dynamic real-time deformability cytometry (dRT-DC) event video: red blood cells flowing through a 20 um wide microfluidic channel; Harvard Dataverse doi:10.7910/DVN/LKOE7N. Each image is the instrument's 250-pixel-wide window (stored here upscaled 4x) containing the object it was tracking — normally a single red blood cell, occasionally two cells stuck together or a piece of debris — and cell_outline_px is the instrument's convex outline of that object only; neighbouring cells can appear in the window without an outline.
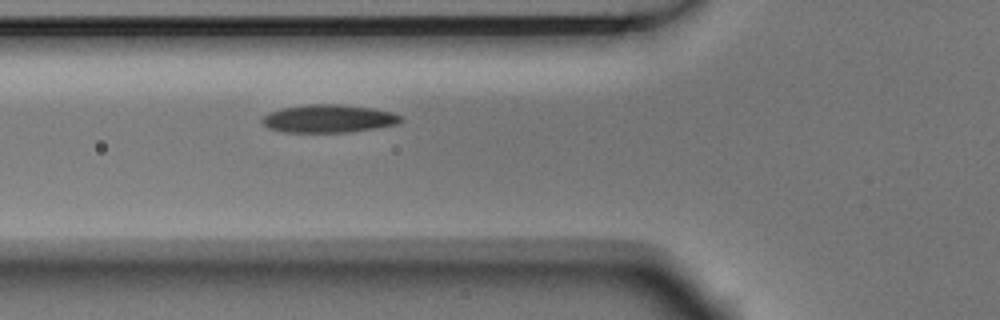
{"species": "Egyptian fruit bat (a non-hibernating species)", "species_latin": "Rousettus aegyptiacus", "temperature_condition": "room temperature", "stored_images_in_passage": 4, "camera_frame_rate_fps": 3000, "um_per_image_px": 0.085, "animal": {"sex": "male"}, "frame": {"image": 1, "passage_image": 4, "time_ms": 1.0, "image_size_px": [1000, 320], "cell_outline_px": [[404, 120], [400, 124], [376, 128], [348, 132], [284, 132], [268, 128], [260, 120], [268, 112], [280, 108], [308, 104], [340, 104], [372, 108], [392, 112], [400, 116]], "centroid_in_image_um": [27.93, 10.08], "position_along_channel_um": 97.9, "area_um2": 22.77}}